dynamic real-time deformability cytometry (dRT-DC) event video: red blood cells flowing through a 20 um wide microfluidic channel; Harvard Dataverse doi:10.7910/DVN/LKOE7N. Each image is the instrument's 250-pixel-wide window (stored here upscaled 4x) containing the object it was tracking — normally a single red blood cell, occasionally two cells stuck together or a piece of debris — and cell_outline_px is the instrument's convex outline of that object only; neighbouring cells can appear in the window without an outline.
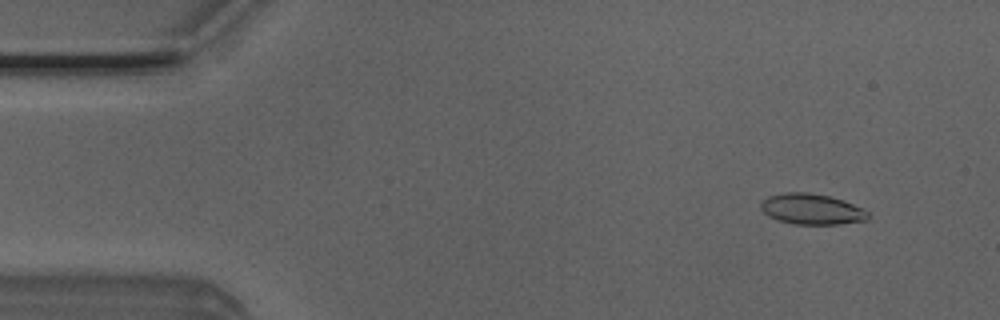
{"species": "Egyptian fruit bat (a non-hibernating species)", "species_latin": "Rousettus aegyptiacus", "temperature_condition": "room temperature", "stored_images_in_passage": 50, "camera_frame_rate_fps": 3000, "um_per_image_px": 0.085, "animal": {"sex": "male"}, "frame": {"image": 1, "passage_image": 4, "time_ms": 1.0, "image_size_px": [1000, 320], "cell_outline_px": [[868, 220], [840, 224], [792, 224], [776, 220], [768, 216], [760, 208], [760, 200], [768, 196], [784, 192], [808, 192], [828, 196], [844, 200], [864, 208], [868, 212]], "centroid_in_image_um": [68.97, 17.77], "position_along_channel_um": 16.0, "area_um2": 19.48}}
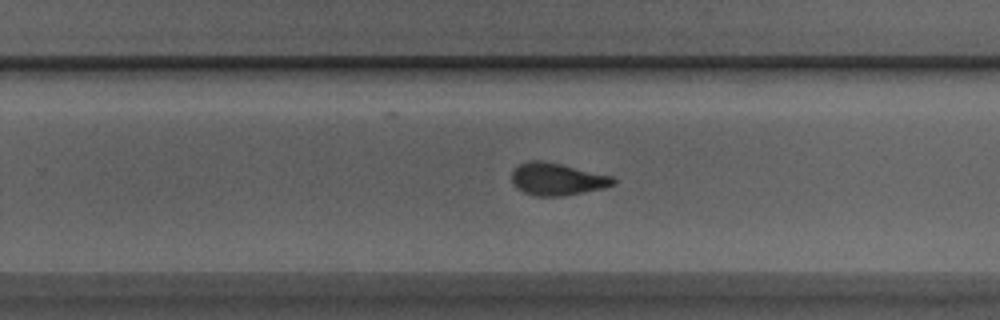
{"frame": {"image": 2, "passage_image": 31, "time_ms": 10.0, "image_size_px": [1000, 320], "cell_outline_px": [[616, 184], [604, 188], [564, 196], [532, 196], [516, 188], [512, 184], [512, 172], [520, 164], [528, 160], [544, 160], [612, 176], [616, 180]], "centroid_in_image_um": [47.34, 15.23], "position_along_channel_um": 282.5, "area_um2": 19.25}}
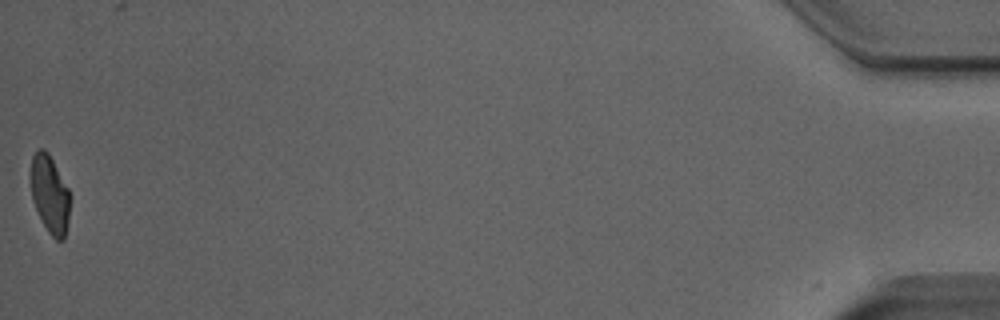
{"frame": {"image": 3, "passage_image": 50, "time_ms": 16.333, "image_size_px": [1000, 320], "cell_outline_px": [[68, 220], [64, 240], [56, 240], [48, 232], [32, 200], [28, 176], [28, 172], [32, 156], [40, 148], [44, 148], [48, 152], [68, 188]], "centroid_in_image_um": [4.17, 16.46], "position_along_channel_um": 431.0, "area_um2": 17.86}, "authors_computed_cell_mechanics": {"area_um2": 19.2474, "velocity_mm_per_s": 4.0244, "shape_relaxation_time_tau1_ms": 4.7865, "shape_relaxation_time_tau2_ms": 1.3034, "deformation_change_tau1": 0.1422, "deformation_change_tau2": 0.0683}}